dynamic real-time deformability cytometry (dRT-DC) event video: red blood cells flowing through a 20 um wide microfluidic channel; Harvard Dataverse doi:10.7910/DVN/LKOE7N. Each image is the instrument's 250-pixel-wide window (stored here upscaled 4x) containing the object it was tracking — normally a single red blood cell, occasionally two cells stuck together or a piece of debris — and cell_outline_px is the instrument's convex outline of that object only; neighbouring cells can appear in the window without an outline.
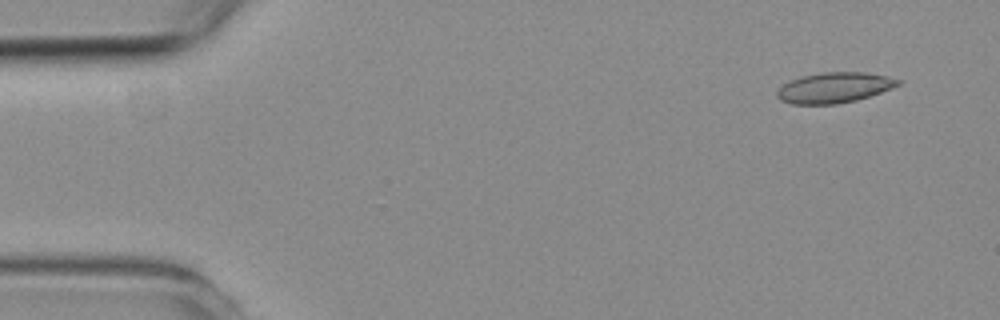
{"species": "common noctule bat (a hibernating species)", "species_latin": "Nyctalus noctula", "temperature_condition": "room temperature", "stored_images_in_passage": 5, "segment_of_instrument_passage": [1, 2], "camera_frame_rate_fps": 3000, "um_per_image_px": 0.085, "animal": {"sex": "female", "body_mass_g": 19.3, "forearm_length_mm": 54.1}, "frame": {"image": 1, "passage_image": 1, "time_ms": 0.0, "image_size_px": [1000, 320], "cell_outline_px": [[904, 80], [900, 84], [892, 88], [856, 100], [836, 104], [792, 104], [780, 100], [776, 96], [776, 92], [784, 84], [800, 76], [824, 72], [868, 72], [888, 76]], "centroid_in_image_um": [70.94, 7.44], "position_along_channel_um": 14.1, "area_um2": 21.5}}
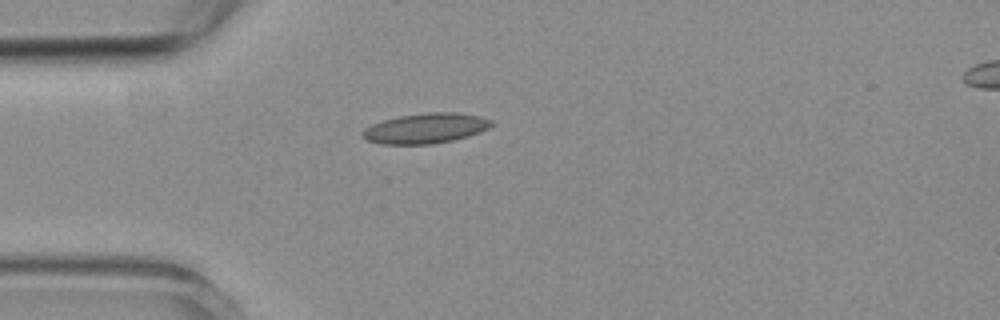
{"frame": {"image": 2, "passage_image": 4, "time_ms": 3.333, "image_size_px": [1000, 320], "cell_outline_px": [[492, 124], [488, 128], [480, 132], [468, 136], [452, 140], [432, 144], [380, 144], [368, 140], [360, 136], [372, 124], [384, 120], [400, 116], [432, 112], [452, 112], [476, 116], [492, 120]], "centroid_in_image_um": [36.18, 10.91], "position_along_channel_um": 48.8, "area_um2": 22.2}}